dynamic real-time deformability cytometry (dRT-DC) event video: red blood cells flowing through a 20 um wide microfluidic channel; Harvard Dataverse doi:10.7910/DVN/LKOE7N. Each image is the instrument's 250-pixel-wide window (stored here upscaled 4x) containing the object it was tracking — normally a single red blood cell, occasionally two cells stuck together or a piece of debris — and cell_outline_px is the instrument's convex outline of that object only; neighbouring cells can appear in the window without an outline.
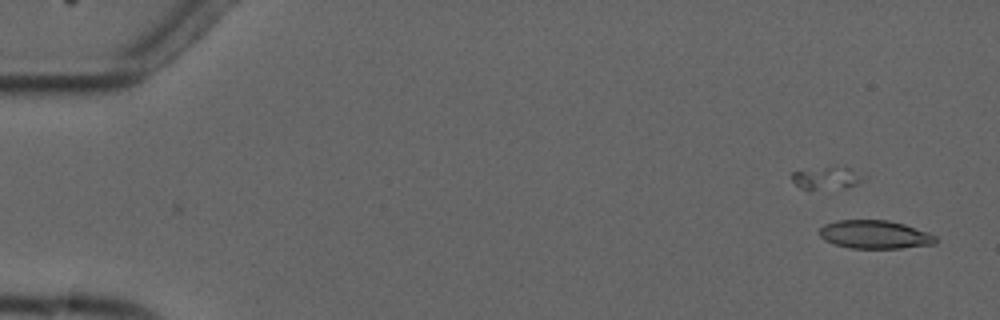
{"species": "common noctule bat (a hibernating species)", "species_latin": "Nyctalus noctula", "temperature_condition": "cold", "stored_images_in_passage": 2, "camera_frame_rate_fps": 3000, "um_per_image_px": 0.085, "animal": {"sex": "male", "forearm_length_mm": 52.5}, "frame": {"image": 1, "passage_image": 2, "time_ms": 2.0, "image_size_px": [1000, 320], "cell_outline_px": [[936, 244], [900, 248], [848, 248], [824, 240], [820, 236], [820, 228], [824, 224], [836, 220], [888, 220], [904, 224], [928, 232], [936, 236]], "centroid_in_image_um": [74.36, 19.93], "position_along_channel_um": 10.6, "area_um2": 19.19}}